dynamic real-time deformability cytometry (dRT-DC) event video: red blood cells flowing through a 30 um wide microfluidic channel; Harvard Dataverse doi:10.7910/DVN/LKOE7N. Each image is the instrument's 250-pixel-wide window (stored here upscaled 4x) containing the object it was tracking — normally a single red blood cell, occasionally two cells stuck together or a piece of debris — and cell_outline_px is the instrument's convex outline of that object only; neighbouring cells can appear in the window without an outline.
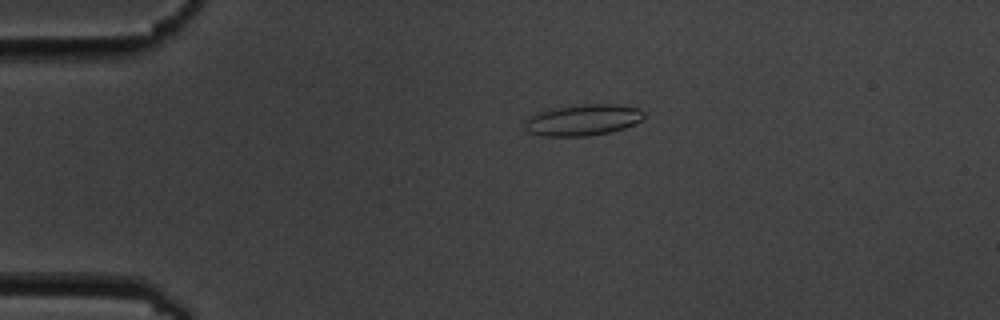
{"species": "common noctule bat (a hibernating species)", "species_latin": "Nyctalus noctula", "temperature_condition": "cold", "stored_images_in_passage": 5, "camera_frame_rate_fps": 3000, "um_per_image_px": 0.085, "animal": {"sex": "male", "body_mass_g": 19.5, "forearm_length_mm": 54.6}, "frame": {"image": 1, "passage_image": 3, "time_ms": 2.333, "image_size_px": [1000, 320], "cell_outline_px": [[644, 116], [640, 120], [624, 128], [608, 132], [588, 136], [540, 136], [528, 132], [524, 128], [524, 120], [528, 116], [536, 112], [580, 104], [616, 104], [640, 108], [644, 112]], "centroid_in_image_um": [49.49, 10.2], "position_along_channel_um": 35.5, "area_um2": 21.73}}
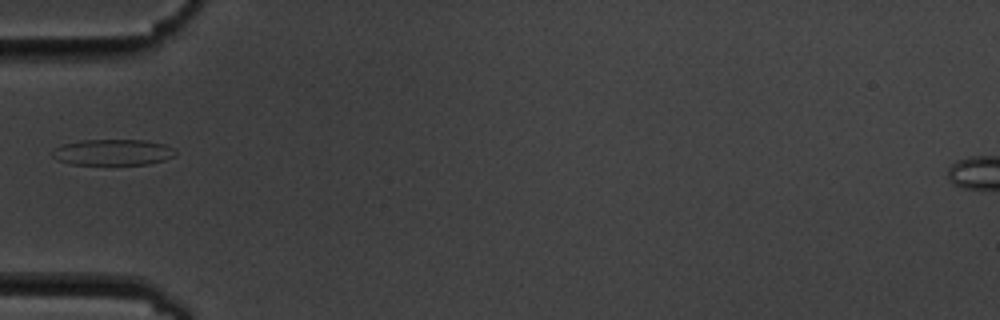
{"frame": {"image": 2, "passage_image": 5, "time_ms": 4.667, "image_size_px": [1000, 320], "cell_outline_px": [[176, 156], [164, 160], [148, 164], [72, 164], [56, 160], [52, 156], [56, 148], [64, 144], [80, 140], [144, 140], [164, 144], [172, 148], [176, 152]], "centroid_in_image_um": [9.62, 12.94], "position_along_channel_um": 75.4, "area_um2": 18.5}}